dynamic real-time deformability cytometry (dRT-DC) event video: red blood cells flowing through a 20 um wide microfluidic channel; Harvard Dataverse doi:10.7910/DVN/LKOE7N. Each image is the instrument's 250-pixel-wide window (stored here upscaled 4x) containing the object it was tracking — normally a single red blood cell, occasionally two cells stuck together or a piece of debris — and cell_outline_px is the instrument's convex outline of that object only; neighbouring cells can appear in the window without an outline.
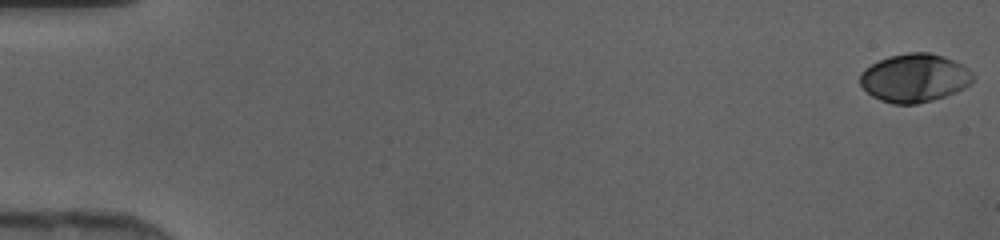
{"species": "human", "species_latin": "Homo sapiens", "temperature_condition": "cold", "stored_images_in_passage": 47, "camera_frame_rate_fps": 3000, "um_per_image_px": 0.085, "donor": {"sex": "female"}, "frame": {"image": 1, "passage_image": 1, "time_ms": 0.0, "image_size_px": [1000, 240], "cell_outline_px": [[976, 76], [964, 88], [956, 92], [932, 100], [916, 104], [892, 104], [880, 100], [872, 96], [860, 84], [860, 72], [864, 68], [888, 56], [908, 52], [928, 52], [944, 56], [964, 64]], "centroid_in_image_um": [77.74, 6.61], "position_along_channel_um": 7.3, "area_um2": 32.02}}
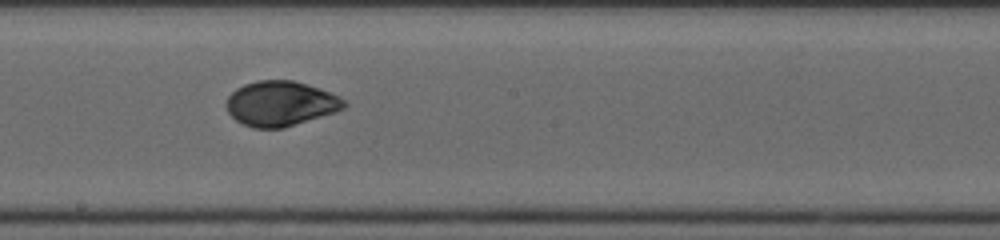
{"frame": {"image": 2, "passage_image": 27, "time_ms": 8.667, "image_size_px": [1000, 240], "cell_outline_px": [[348, 104], [344, 108], [336, 112], [284, 128], [252, 128], [236, 120], [228, 112], [224, 104], [228, 96], [236, 88], [244, 84], [256, 80], [292, 80], [320, 88], [344, 100]], "centroid_in_image_um": [23.82, 8.8], "position_along_channel_um": 224.4, "area_um2": 30.92}}
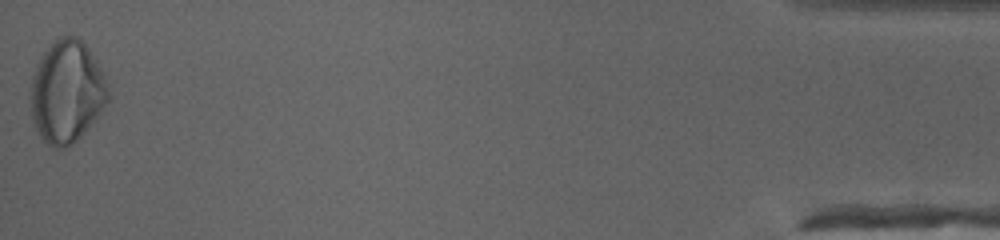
{"frame": {"image": 3, "passage_image": 47, "time_ms": 15.333, "image_size_px": [1000, 240], "cell_outline_px": [[108, 100], [100, 112], [84, 132], [76, 140], [64, 148], [52, 148], [40, 136], [32, 120], [32, 76], [36, 64], [40, 56], [60, 36], [76, 36], [88, 48], [96, 60], [108, 84]], "centroid_in_image_um": [5.67, 7.8], "position_along_channel_um": 429.5, "area_um2": 45.55}}